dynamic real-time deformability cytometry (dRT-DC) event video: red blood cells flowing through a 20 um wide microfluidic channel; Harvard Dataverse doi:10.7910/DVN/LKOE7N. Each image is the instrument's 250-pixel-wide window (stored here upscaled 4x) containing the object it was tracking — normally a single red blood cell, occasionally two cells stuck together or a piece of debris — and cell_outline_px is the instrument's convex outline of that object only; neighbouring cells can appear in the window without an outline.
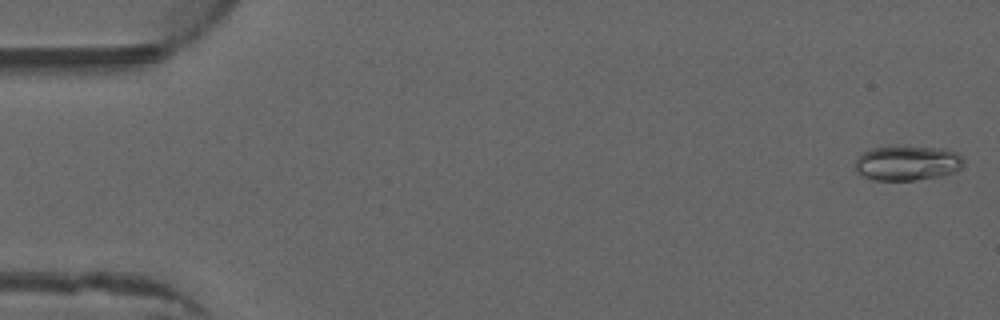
{"species": "common noctule bat (a hibernating species)", "species_latin": "Nyctalus noctula", "temperature_condition": "warm", "stored_images_in_passage": 51, "camera_frame_rate_fps": 3000, "um_per_image_px": 0.085, "animal": {"sex": "male", "forearm_length_mm": 52.5}, "frame": {"image": 1, "passage_image": 1, "time_ms": 0.0, "image_size_px": [1000, 320], "cell_outline_px": [[964, 164], [956, 172], [940, 176], [916, 180], [872, 180], [856, 172], [856, 160], [864, 152], [872, 148], [940, 148], [956, 152], [964, 160]], "centroid_in_image_um": [77.15, 13.9], "position_along_channel_um": 7.9, "area_um2": 21.5}}
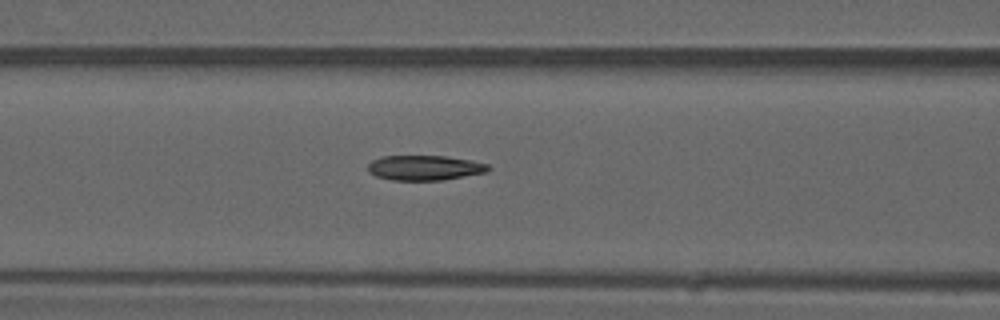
{"frame": {"image": 2, "passage_image": 21, "time_ms": 6.667, "image_size_px": [1000, 320], "cell_outline_px": [[492, 168], [488, 172], [444, 180], [392, 180], [376, 176], [368, 172], [368, 164], [372, 160], [384, 156], [444, 156], [472, 160], [488, 164]], "centroid_in_image_um": [36.13, 14.26], "position_along_channel_um": 130.5, "area_um2": 17.63}}
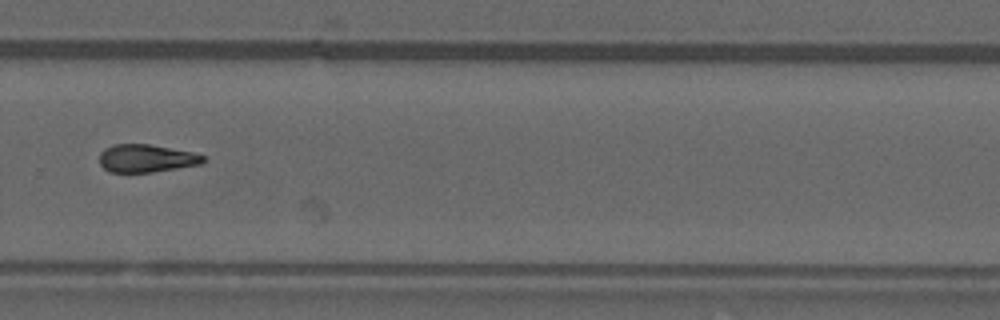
{"frame": {"image": 3, "passage_image": 35, "time_ms": 11.333, "image_size_px": [1000, 320], "cell_outline_px": [[204, 160], [200, 164], [152, 172], [108, 172], [100, 164], [100, 152], [104, 148], [112, 144], [148, 144], [192, 152], [204, 156]], "centroid_in_image_um": [12.38, 13.45], "position_along_channel_um": 317.4, "area_um2": 16.7}}